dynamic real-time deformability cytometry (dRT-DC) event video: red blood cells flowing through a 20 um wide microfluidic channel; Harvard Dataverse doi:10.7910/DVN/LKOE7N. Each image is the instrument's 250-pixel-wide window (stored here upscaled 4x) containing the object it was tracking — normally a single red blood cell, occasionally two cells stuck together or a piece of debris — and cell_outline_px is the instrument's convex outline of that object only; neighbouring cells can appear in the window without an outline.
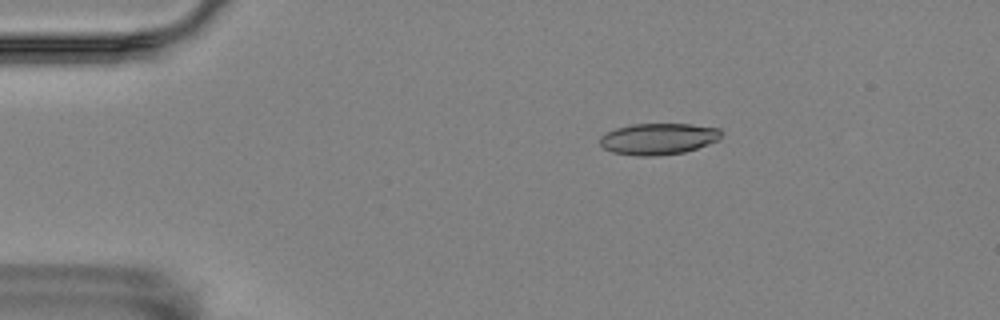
{"species": "Egyptian fruit bat (a non-hibernating species)", "species_latin": "Rousettus aegyptiacus", "temperature_condition": "room temperature", "stored_images_in_passage": 3, "camera_frame_rate_fps": 3000, "um_per_image_px": 0.085, "animal": {"sex": "female"}, "frame": {"image": 1, "passage_image": 1, "time_ms": 0.0, "image_size_px": [1000, 320], "cell_outline_px": [[724, 132], [720, 140], [684, 152], [656, 156], [636, 156], [612, 152], [604, 148], [600, 144], [600, 136], [616, 128], [632, 124], [692, 124], [720, 128]], "centroid_in_image_um": [56.0, 11.8], "position_along_channel_um": 29.0, "area_um2": 22.37}}